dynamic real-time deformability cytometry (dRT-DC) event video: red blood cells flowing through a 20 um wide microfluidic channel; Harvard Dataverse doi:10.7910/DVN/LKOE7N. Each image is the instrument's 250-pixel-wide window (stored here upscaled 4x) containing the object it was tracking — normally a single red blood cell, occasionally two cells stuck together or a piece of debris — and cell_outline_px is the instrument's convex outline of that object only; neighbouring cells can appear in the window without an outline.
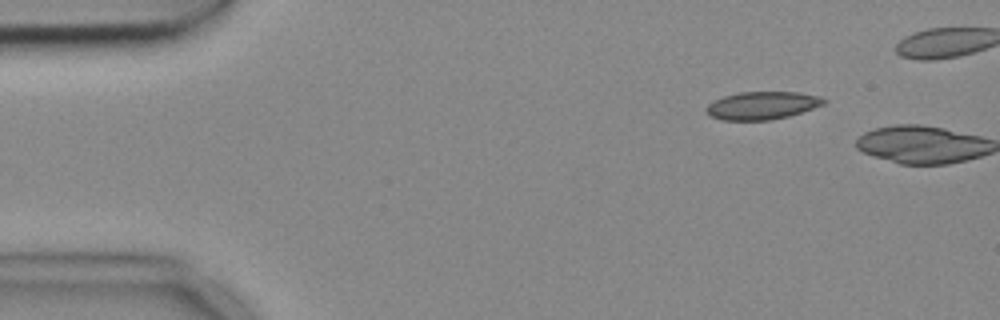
{"species": "common noctule bat (a hibernating species)", "species_latin": "Nyctalus noctula", "temperature_condition": "cold", "stored_images_in_passage": 2, "camera_frame_rate_fps": 3000, "um_per_image_px": 0.085, "animal": {"sex": "female", "body_mass_g": 18.4}, "frame": {"image": 1, "passage_image": 1, "time_ms": 0.0, "image_size_px": [1000, 320], "cell_outline_px": [[828, 100], [824, 104], [788, 116], [768, 120], [720, 120], [708, 116], [704, 112], [704, 108], [708, 104], [724, 96], [740, 92], [800, 92], [820, 96]], "centroid_in_image_um": [64.74, 8.97], "position_along_channel_um": 20.3, "area_um2": 19.13}}